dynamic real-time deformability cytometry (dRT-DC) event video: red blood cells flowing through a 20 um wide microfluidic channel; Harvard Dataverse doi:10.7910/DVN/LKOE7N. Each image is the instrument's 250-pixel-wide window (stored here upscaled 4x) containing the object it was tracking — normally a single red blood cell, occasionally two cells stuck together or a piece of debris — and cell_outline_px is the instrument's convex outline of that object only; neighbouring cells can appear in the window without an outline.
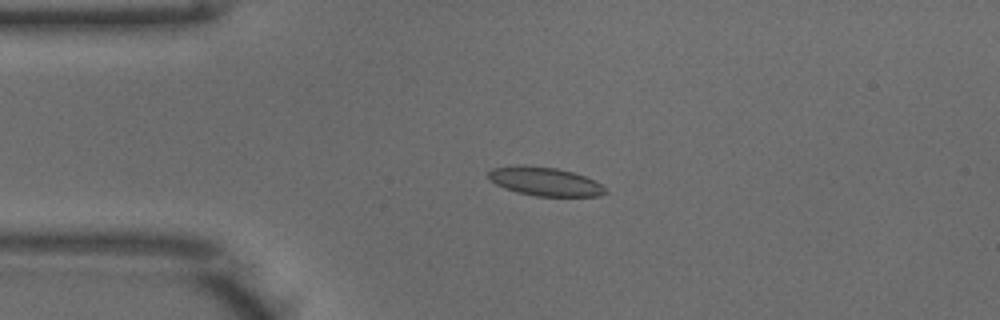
{"species": "common noctule bat (a hibernating species)", "species_latin": "Nyctalus noctula", "temperature_condition": "warm", "stored_images_in_passage": 44, "camera_frame_rate_fps": 3000, "um_per_image_px": 0.085, "animal": {"sex": "male", "body_mass_g": 18.8}, "frame": {"image": 1, "passage_image": 5, "time_ms": 1.333, "image_size_px": [1000, 320], "cell_outline_px": [[608, 192], [600, 196], [536, 196], [516, 192], [504, 188], [488, 180], [488, 172], [492, 168], [516, 164], [524, 164], [556, 168], [572, 172], [584, 176], [600, 184]], "centroid_in_image_um": [46.25, 15.41], "position_along_channel_um": 38.8, "area_um2": 19.65}}
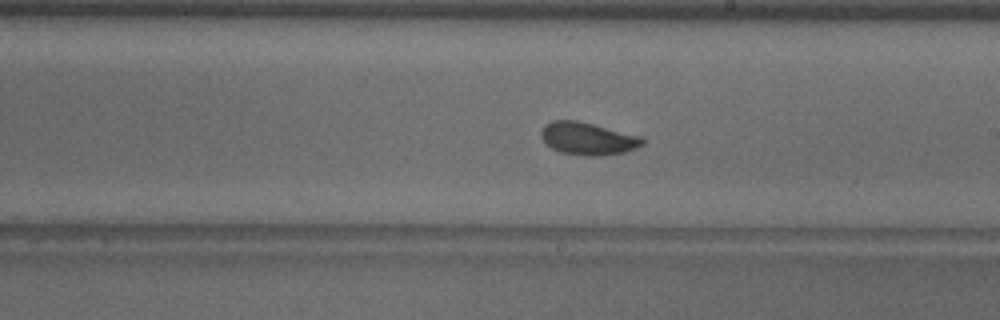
{"frame": {"image": 2, "passage_image": 22, "time_ms": 7.0, "image_size_px": [1000, 320], "cell_outline_px": [[644, 144], [636, 148], [624, 152], [596, 156], [588, 156], [560, 152], [552, 148], [540, 136], [540, 132], [544, 124], [552, 120], [576, 120], [644, 136]], "centroid_in_image_um": [49.98, 11.77], "position_along_channel_um": 239.0, "area_um2": 19.31}}
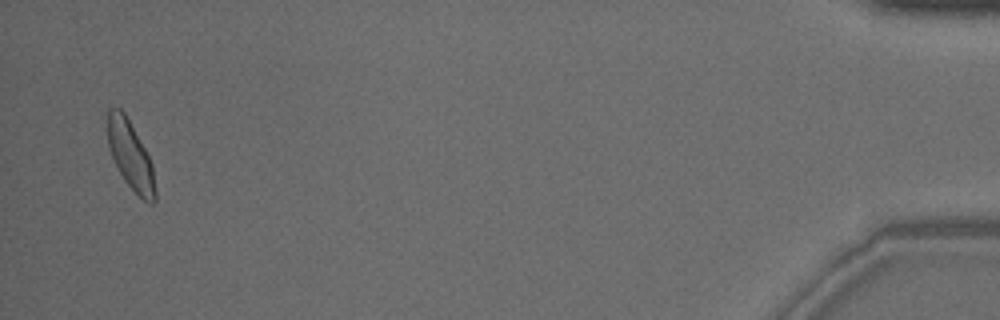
{"frame": {"image": 3, "passage_image": 43, "time_ms": 14.0, "image_size_px": [1000, 320], "cell_outline_px": [[156, 200], [152, 204], [148, 204], [124, 180], [108, 148], [104, 112], [108, 108], [120, 108], [124, 112], [144, 148], [152, 164], [156, 188]], "centroid_in_image_um": [11.04, 13.15], "position_along_channel_um": 424.2, "area_um2": 19.13}, "authors_computed_cell_mechanics": {"area_um2": 18.9295, "velocity_mm_per_s": 3.9324, "shape_relaxation_time_tau1_ms": 3.0055, "shape_relaxation_time_tau2_ms": 1.9833, "deformation_change_tau1": 0.0998, "deformation_change_tau2": 0.068}}